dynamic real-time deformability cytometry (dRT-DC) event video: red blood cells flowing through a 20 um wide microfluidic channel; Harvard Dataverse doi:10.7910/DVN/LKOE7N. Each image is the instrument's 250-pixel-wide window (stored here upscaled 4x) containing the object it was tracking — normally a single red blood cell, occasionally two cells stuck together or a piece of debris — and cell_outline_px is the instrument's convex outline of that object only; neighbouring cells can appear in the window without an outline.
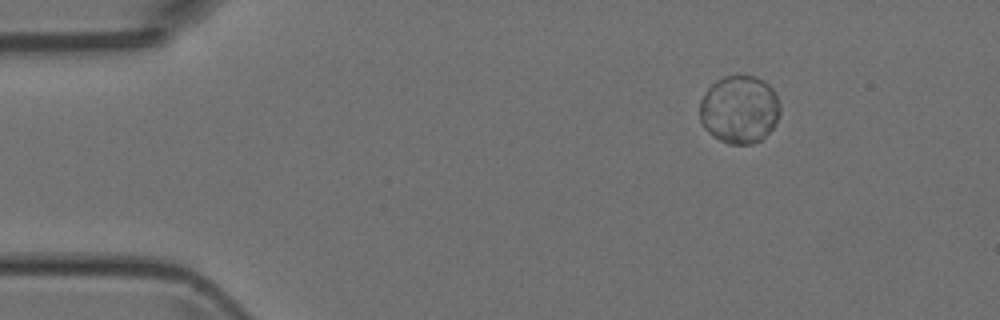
{"species": "Egyptian fruit bat (a non-hibernating species)", "species_latin": "Rousettus aegyptiacus", "temperature_condition": "room temperature", "stored_images_in_passage": 45, "camera_frame_rate_fps": 3000, "um_per_image_px": 0.085, "animal": {"sex": "female"}, "frame": {"image": 1, "passage_image": 1, "time_ms": 0.0, "image_size_px": [1000, 320], "cell_outline_px": [[780, 112], [776, 124], [760, 140], [752, 144], [728, 144], [712, 136], [704, 128], [700, 120], [700, 100], [708, 88], [716, 80], [724, 76], [752, 76], [764, 80], [772, 88], [780, 104]], "centroid_in_image_um": [62.84, 9.31], "position_along_channel_um": 22.2, "area_um2": 31.91}}
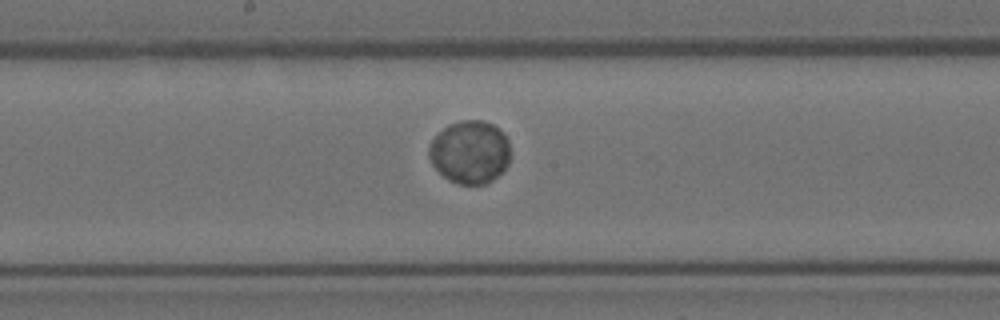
{"frame": {"image": 2, "passage_image": 21, "time_ms": 6.667, "image_size_px": [1000, 320], "cell_outline_px": [[508, 164], [492, 180], [484, 184], [460, 184], [448, 180], [432, 164], [428, 156], [428, 148], [432, 140], [448, 124], [460, 120], [480, 120], [492, 124], [508, 140]], "centroid_in_image_um": [39.9, 12.93], "position_along_channel_um": 208.3, "area_um2": 29.42}}
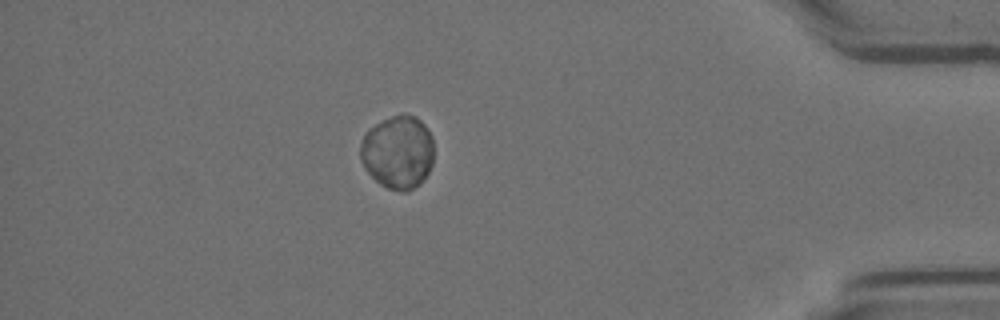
{"frame": {"image": 3, "passage_image": 39, "time_ms": 12.667, "image_size_px": [1000, 320], "cell_outline_px": [[432, 164], [428, 172], [420, 184], [404, 192], [388, 188], [380, 184], [364, 168], [360, 156], [360, 144], [368, 128], [392, 116], [416, 116], [424, 124], [432, 136]], "centroid_in_image_um": [33.8, 12.94], "position_along_channel_um": 401.4, "area_um2": 31.04}}